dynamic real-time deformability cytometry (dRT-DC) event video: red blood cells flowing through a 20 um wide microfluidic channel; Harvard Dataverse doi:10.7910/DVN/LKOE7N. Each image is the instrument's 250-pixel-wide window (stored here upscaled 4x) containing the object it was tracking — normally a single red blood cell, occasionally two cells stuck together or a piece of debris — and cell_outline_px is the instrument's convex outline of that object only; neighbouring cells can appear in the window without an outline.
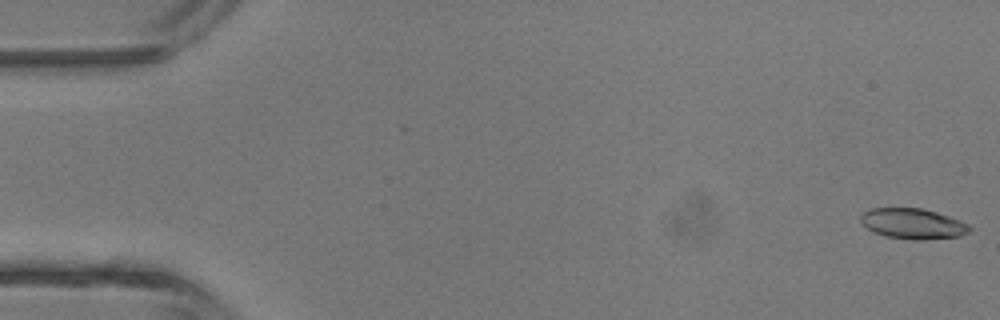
{"species": "common noctule bat (a hibernating species)", "species_latin": "Nyctalus noctula", "temperature_condition": "room temperature", "stored_images_in_passage": 5, "camera_frame_rate_fps": 3000, "um_per_image_px": 0.085, "animal": {"sex": "male", "body_mass_g": 13.3}, "frame": {"image": 1, "passage_image": 1, "time_ms": 0.0, "image_size_px": [1000, 320], "cell_outline_px": [[972, 228], [968, 232], [960, 236], [924, 240], [916, 240], [884, 236], [868, 228], [860, 220], [860, 216], [864, 212], [872, 208], [920, 208], [936, 212], [960, 220], [968, 224]], "centroid_in_image_um": [77.62, 19.01], "position_along_channel_um": 7.4, "area_um2": 19.19}}
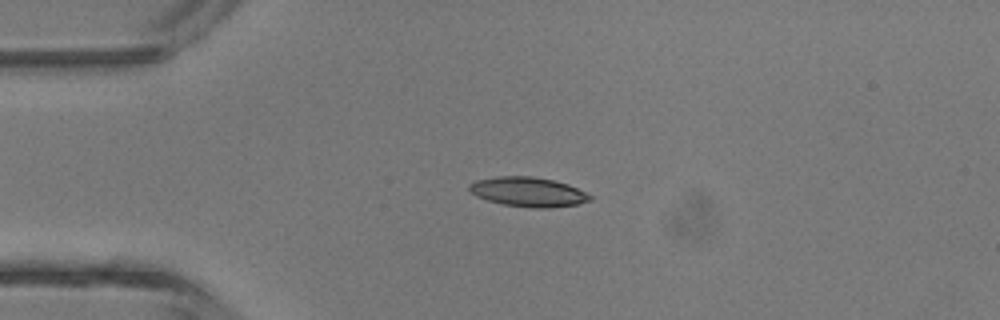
{"frame": {"image": 2, "passage_image": 4, "time_ms": 3.333, "image_size_px": [1000, 320], "cell_outline_px": [[592, 200], [576, 204], [548, 208], [532, 208], [504, 204], [488, 200], [476, 196], [468, 188], [468, 184], [476, 180], [496, 176], [532, 176], [552, 180], [568, 184], [592, 196]], "centroid_in_image_um": [44.87, 16.3], "position_along_channel_um": 40.1, "area_um2": 20.63}}